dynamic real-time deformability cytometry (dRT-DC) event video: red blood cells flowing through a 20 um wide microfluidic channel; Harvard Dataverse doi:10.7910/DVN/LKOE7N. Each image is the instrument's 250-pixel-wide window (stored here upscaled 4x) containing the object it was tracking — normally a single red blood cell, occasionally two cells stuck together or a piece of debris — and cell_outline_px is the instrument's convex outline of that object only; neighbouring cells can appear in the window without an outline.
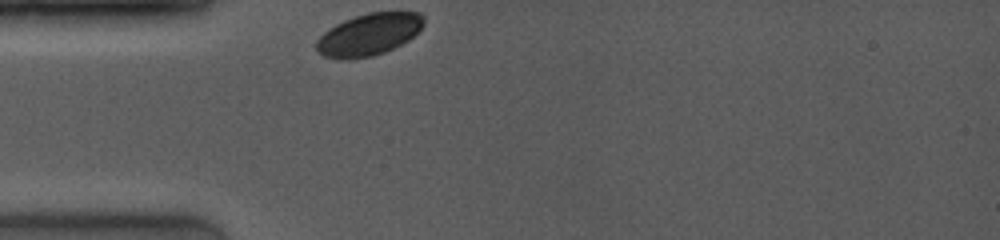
{"species": "common noctule bat (a hibernating species)", "species_latin": "Nyctalus noctula", "temperature_condition": "room temperature", "stored_images_in_passage": 6, "camera_frame_rate_fps": 4000, "um_per_image_px": 0.085, "animal": {"sex": "female", "body_mass_g": 19.0, "forearm_length_mm": 53.3}, "frame": {"image": 1, "passage_image": 1, "time_ms": 0.0, "image_size_px": [1000, 240], "cell_outline_px": [[424, 24], [408, 40], [384, 52], [372, 56], [344, 60], [340, 60], [324, 56], [316, 48], [316, 40], [324, 32], [336, 24], [344, 20], [368, 12], [420, 12], [424, 16]], "centroid_in_image_um": [31.34, 2.93], "position_along_channel_um": 53.7, "area_um2": 26.07}}
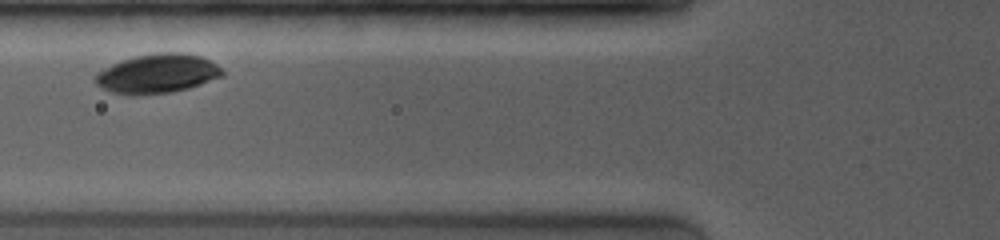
{"frame": {"image": 2, "passage_image": 4, "time_ms": 1.75, "image_size_px": [1000, 240], "cell_outline_px": [[224, 76], [188, 88], [172, 92], [136, 96], [128, 96], [112, 92], [96, 84], [96, 72], [120, 60], [132, 56], [156, 52], [184, 52], [200, 56], [216, 64], [224, 72]], "centroid_in_image_um": [13.36, 6.26], "position_along_channel_um": 112.4, "area_um2": 29.3}}